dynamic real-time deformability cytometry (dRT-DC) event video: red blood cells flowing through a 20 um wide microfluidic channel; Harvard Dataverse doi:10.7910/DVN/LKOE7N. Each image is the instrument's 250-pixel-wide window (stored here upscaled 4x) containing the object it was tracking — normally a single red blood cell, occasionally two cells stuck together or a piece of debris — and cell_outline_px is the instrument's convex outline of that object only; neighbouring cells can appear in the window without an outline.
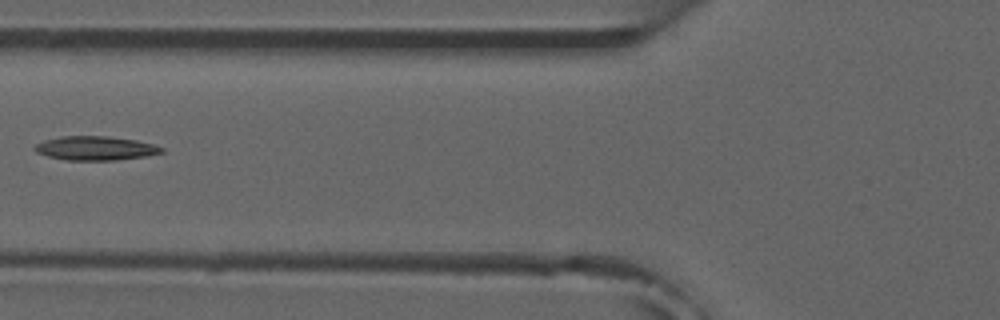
{"species": "common noctule bat (a hibernating species)", "species_latin": "Nyctalus noctula", "temperature_condition": "room temperature", "stored_images_in_passage": 5, "camera_frame_rate_fps": 3000, "um_per_image_px": 0.085, "animal": {"sex": "male", "forearm_length_mm": 52.5}, "frame": {"image": 1, "passage_image": 5, "time_ms": 4.333, "image_size_px": [1000, 320], "cell_outline_px": [[164, 152], [144, 156], [116, 160], [68, 160], [48, 156], [36, 152], [32, 148], [36, 144], [44, 140], [60, 136], [108, 136], [136, 140], [152, 144], [164, 148]], "centroid_in_image_um": [8.09, 12.59], "position_along_channel_um": 117.7, "area_um2": 17.69}}